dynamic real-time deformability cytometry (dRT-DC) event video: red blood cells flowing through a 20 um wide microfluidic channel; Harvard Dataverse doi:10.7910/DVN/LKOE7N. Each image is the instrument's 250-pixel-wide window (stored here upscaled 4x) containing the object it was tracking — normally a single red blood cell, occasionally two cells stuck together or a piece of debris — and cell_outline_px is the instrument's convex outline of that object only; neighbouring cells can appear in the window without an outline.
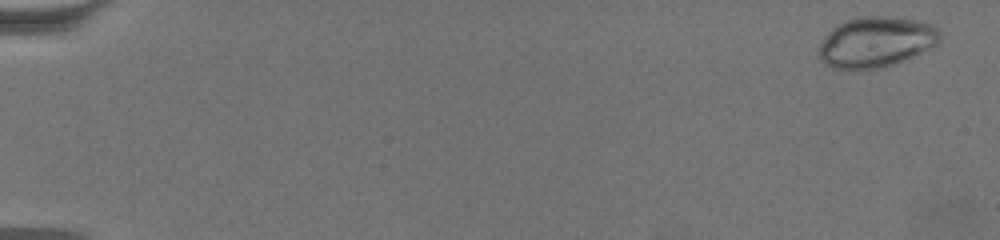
{"species": "common noctule bat (a hibernating species)", "species_latin": "Nyctalus noctula", "temperature_condition": "warm", "stored_images_in_passage": 15, "camera_frame_rate_fps": 3000, "um_per_image_px": 0.085, "animal": {"sex": "female", "body_mass_g": 19.5, "forearm_length_mm": 54.1}, "frame": {"image": 1, "passage_image": 3, "time_ms": 0.667, "image_size_px": [1000, 240], "cell_outline_px": [[940, 40], [936, 44], [892, 64], [876, 68], [832, 68], [824, 64], [820, 60], [816, 48], [824, 36], [836, 24], [848, 20], [864, 16], [884, 16], [916, 20], [936, 24], [940, 28]], "centroid_in_image_um": [74.41, 3.54], "position_along_channel_um": 10.6, "area_um2": 35.37}}